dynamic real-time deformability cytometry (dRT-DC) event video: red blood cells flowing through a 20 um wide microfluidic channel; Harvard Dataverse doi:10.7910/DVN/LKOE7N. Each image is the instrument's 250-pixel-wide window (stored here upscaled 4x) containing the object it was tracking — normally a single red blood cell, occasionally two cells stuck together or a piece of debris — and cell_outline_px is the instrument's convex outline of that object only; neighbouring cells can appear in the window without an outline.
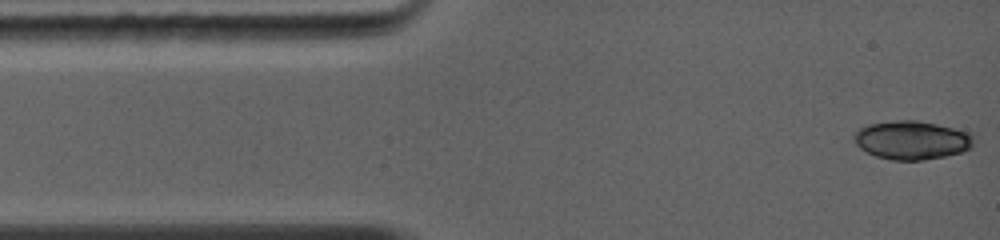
{"species": "common noctule bat (a hibernating species)", "species_latin": "Nyctalus noctula", "temperature_condition": "warm", "stored_images_in_passage": 3, "camera_frame_rate_fps": 5000, "um_per_image_px": 0.085, "animal": {"sex": "female", "body_mass_g": 19.0, "forearm_length_mm": 56.7}, "frame": {"image": 1, "passage_image": 1, "time_ms": 0.0, "image_size_px": [1000, 240], "cell_outline_px": [[972, 148], [960, 152], [944, 156], [924, 160], [892, 160], [876, 156], [860, 148], [856, 144], [856, 132], [860, 128], [868, 124], [896, 120], [916, 120], [936, 124], [952, 128], [964, 132], [972, 140]], "centroid_in_image_um": [77.46, 11.91], "position_along_channel_um": 7.5, "area_um2": 26.3}}
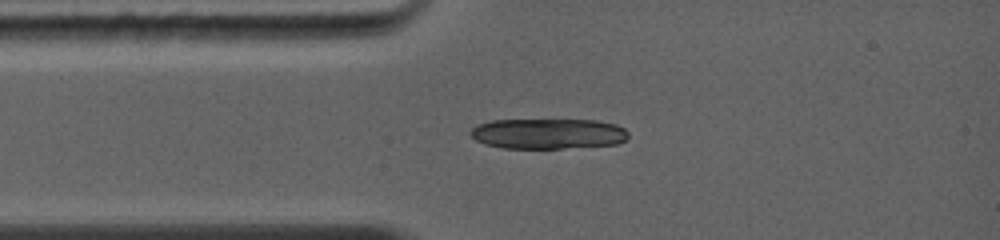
{"frame": {"image": 2, "passage_image": 3, "time_ms": 2.2, "image_size_px": [1000, 240], "cell_outline_px": [[628, 136], [624, 140], [616, 144], [564, 148], [500, 148], [484, 144], [476, 140], [468, 132], [476, 124], [492, 120], [596, 120], [616, 124], [624, 128], [628, 132]], "centroid_in_image_um": [46.55, 11.36], "position_along_channel_um": 38.5, "area_um2": 28.09}}